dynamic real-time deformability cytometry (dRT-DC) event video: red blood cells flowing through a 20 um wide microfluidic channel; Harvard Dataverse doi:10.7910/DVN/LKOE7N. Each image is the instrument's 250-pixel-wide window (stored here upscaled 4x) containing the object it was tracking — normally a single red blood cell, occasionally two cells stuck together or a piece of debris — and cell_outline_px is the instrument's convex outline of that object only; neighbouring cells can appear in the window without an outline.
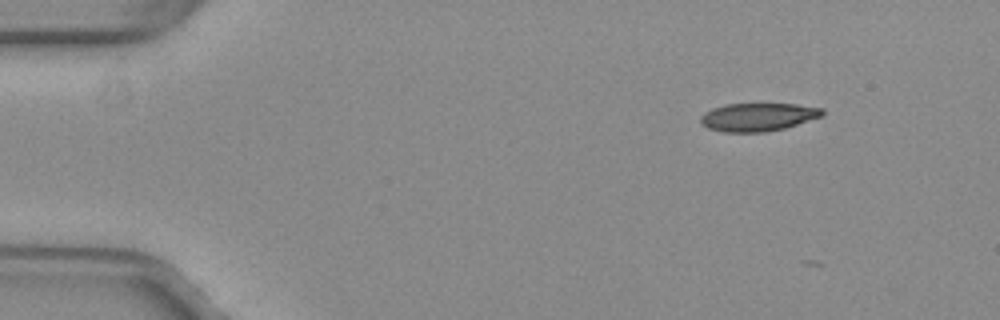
{"species": "common noctule bat (a hibernating species)", "species_latin": "Nyctalus noctula", "temperature_condition": "warm", "stored_images_in_passage": 10, "camera_frame_rate_fps": 3000, "um_per_image_px": 0.085, "animal": {"sex": "female", "body_mass_g": 29.2, "forearm_length_mm": 56.3}, "frame": {"image": 1, "passage_image": 8, "time_ms": 2.333, "image_size_px": [1000, 320], "cell_outline_px": [[824, 116], [784, 128], [764, 132], [724, 132], [708, 128], [700, 120], [700, 116], [704, 112], [712, 108], [724, 104], [796, 104], [824, 108]], "centroid_in_image_um": [64.45, 9.94], "position_along_channel_um": 20.6, "area_um2": 20.0}}